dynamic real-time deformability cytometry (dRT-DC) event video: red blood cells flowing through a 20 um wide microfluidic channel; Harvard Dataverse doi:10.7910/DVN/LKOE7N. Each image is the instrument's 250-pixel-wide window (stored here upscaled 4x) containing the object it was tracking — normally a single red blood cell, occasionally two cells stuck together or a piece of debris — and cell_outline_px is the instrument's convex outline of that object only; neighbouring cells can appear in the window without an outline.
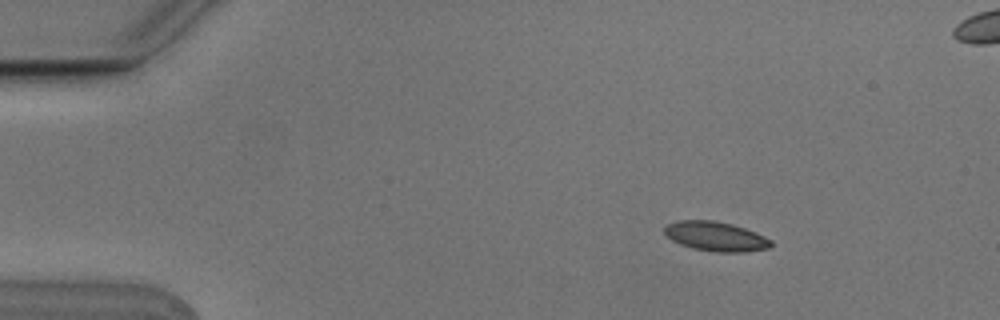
{"species": "Egyptian fruit bat (a non-hibernating species)", "species_latin": "Rousettus aegyptiacus", "temperature_condition": "cold", "stored_images_in_passage": 7, "camera_frame_rate_fps": 3000, "um_per_image_px": 0.085, "animal": {"sex": "male"}, "frame": {"image": 1, "passage_image": 2, "time_ms": 0.333, "image_size_px": [1000, 320], "cell_outline_px": [[772, 244], [768, 248], [744, 252], [716, 252], [692, 248], [680, 244], [672, 240], [664, 232], [664, 228], [668, 224], [680, 220], [712, 220], [732, 224], [744, 228], [764, 236], [772, 240]], "centroid_in_image_um": [60.83, 20.09], "position_along_channel_um": 24.2, "area_um2": 18.15}}
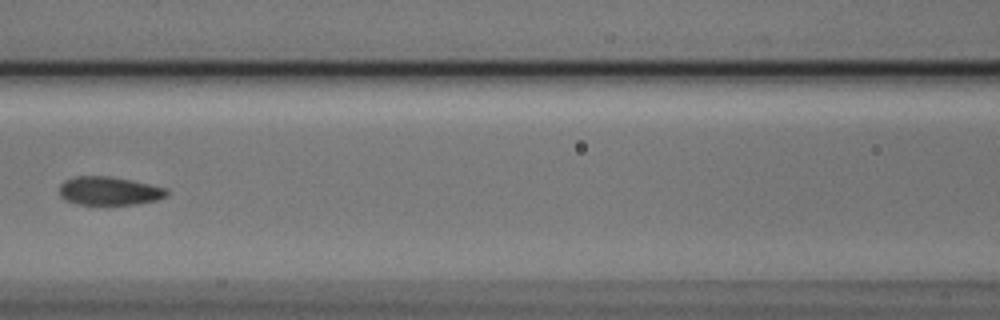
{"frame": {"image": 2, "passage_image": 7, "time_ms": 2.0, "image_size_px": [1000, 320], "cell_outline_px": [[168, 196], [156, 200], [136, 204], [76, 204], [64, 200], [60, 196], [60, 184], [64, 180], [76, 176], [108, 176], [168, 188]], "centroid_in_image_um": [9.26, 16.23], "position_along_channel_um": 157.3, "area_um2": 17.74}}